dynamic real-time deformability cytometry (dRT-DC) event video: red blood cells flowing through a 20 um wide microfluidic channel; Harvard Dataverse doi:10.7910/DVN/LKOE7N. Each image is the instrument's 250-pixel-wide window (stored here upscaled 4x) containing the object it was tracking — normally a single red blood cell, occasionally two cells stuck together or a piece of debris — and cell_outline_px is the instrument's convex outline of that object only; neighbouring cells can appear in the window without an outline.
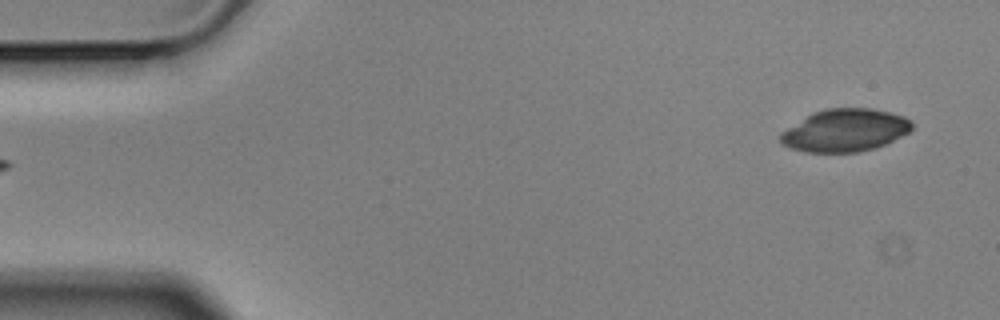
{"species": "Egyptian fruit bat (a non-hibernating species)", "species_latin": "Rousettus aegyptiacus", "temperature_condition": "cold", "stored_images_in_passage": 4, "segment_of_instrument_passage": [2, 2], "camera_frame_rate_fps": 3000, "um_per_image_px": 0.085, "animal": {"sex": "male"}, "frame": {"image": 1, "passage_image": 4, "time_ms": 1.0, "image_size_px": [1000, 320], "cell_outline_px": [[912, 128], [908, 132], [876, 148], [860, 152], [804, 152], [792, 148], [784, 144], [780, 140], [780, 136], [788, 128], [812, 112], [824, 108], [872, 108], [904, 116], [912, 120]], "centroid_in_image_um": [71.85, 11.07], "position_along_channel_um": 13.2, "area_um2": 32.37}}